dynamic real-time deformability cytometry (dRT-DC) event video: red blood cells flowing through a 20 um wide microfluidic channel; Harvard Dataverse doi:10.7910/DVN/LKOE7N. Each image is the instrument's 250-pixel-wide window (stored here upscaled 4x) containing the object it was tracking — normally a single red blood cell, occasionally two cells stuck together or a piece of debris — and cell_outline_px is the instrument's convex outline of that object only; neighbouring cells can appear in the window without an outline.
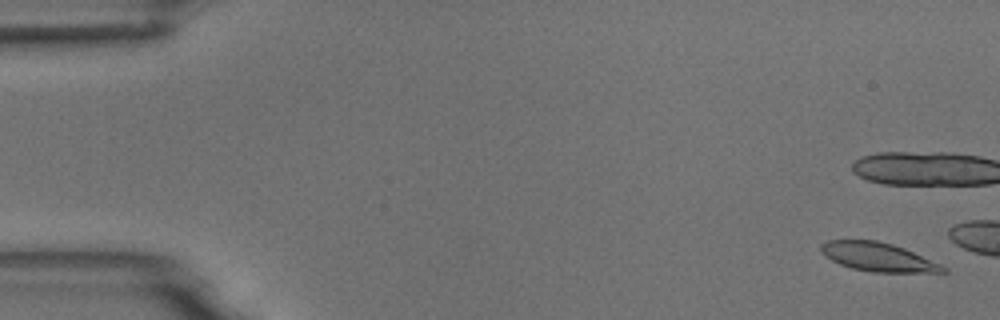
{"species": "common noctule bat (a hibernating species)", "species_latin": "Nyctalus noctula", "temperature_condition": "room temperature", "stored_images_in_passage": 5, "camera_frame_rate_fps": 3000, "um_per_image_px": 0.085, "animal": {"sex": "male", "body_mass_g": 18.8}, "frame": {"image": 1, "passage_image": 1, "time_ms": 0.0, "image_size_px": [1000, 320], "cell_outline_px": [[948, 272], [872, 272], [852, 268], [840, 264], [824, 256], [820, 252], [820, 244], [828, 240], [876, 240], [892, 244], [904, 248], [940, 264], [948, 268]], "centroid_in_image_um": [74.6, 21.84], "position_along_channel_um": 10.4, "area_um2": 20.35}}